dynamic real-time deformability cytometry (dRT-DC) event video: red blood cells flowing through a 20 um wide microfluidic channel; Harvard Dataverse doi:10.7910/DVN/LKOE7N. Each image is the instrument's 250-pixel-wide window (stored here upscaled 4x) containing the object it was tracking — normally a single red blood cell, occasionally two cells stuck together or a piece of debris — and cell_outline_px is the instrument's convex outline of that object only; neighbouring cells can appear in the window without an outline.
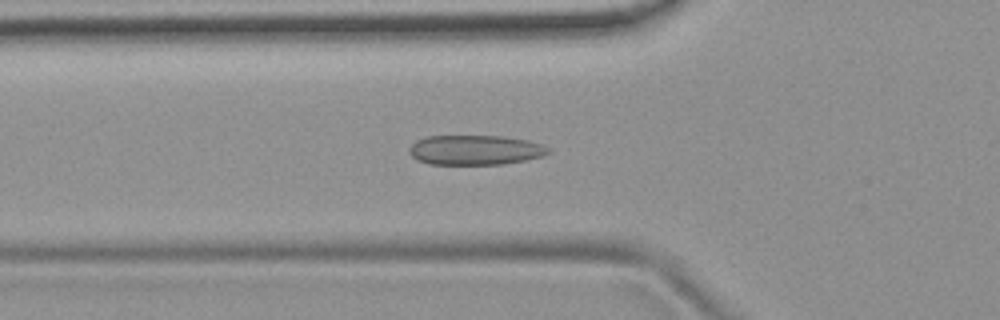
{"species": "common noctule bat (a hibernating species)", "species_latin": "Nyctalus noctula", "temperature_condition": "room temperature", "stored_images_in_passage": 51, "camera_frame_rate_fps": 3000, "um_per_image_px": 0.085, "animal": {"sex": "female", "body_mass_g": 19.9}, "frame": {"image": 1, "passage_image": 17, "time_ms": 5.333, "image_size_px": [1000, 320], "cell_outline_px": [[552, 152], [544, 156], [504, 164], [428, 164], [416, 160], [408, 152], [408, 148], [416, 140], [428, 136], [504, 136], [528, 140], [544, 144], [552, 148]], "centroid_in_image_um": [40.43, 12.75], "position_along_channel_um": 85.4, "area_um2": 24.51}}
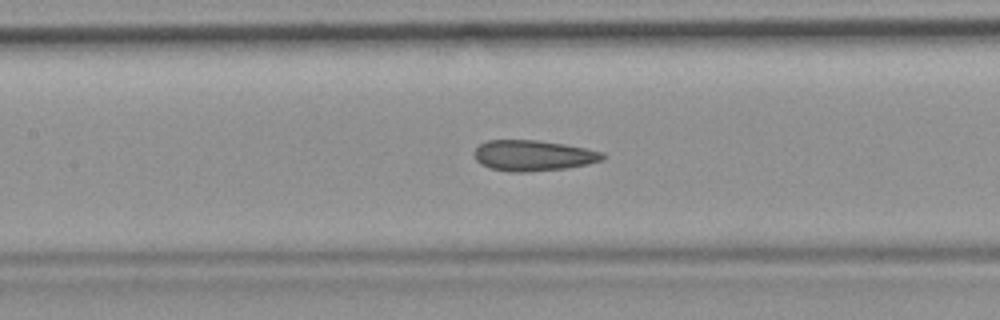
{"frame": {"image": 2, "passage_image": 23, "time_ms": 7.333, "image_size_px": [1000, 320], "cell_outline_px": [[608, 156], [604, 160], [588, 164], [564, 168], [528, 172], [512, 172], [488, 168], [480, 164], [476, 160], [472, 152], [480, 144], [488, 140], [536, 140], [564, 144], [604, 152]], "centroid_in_image_um": [45.32, 13.22], "position_along_channel_um": 162.1, "area_um2": 23.18}}
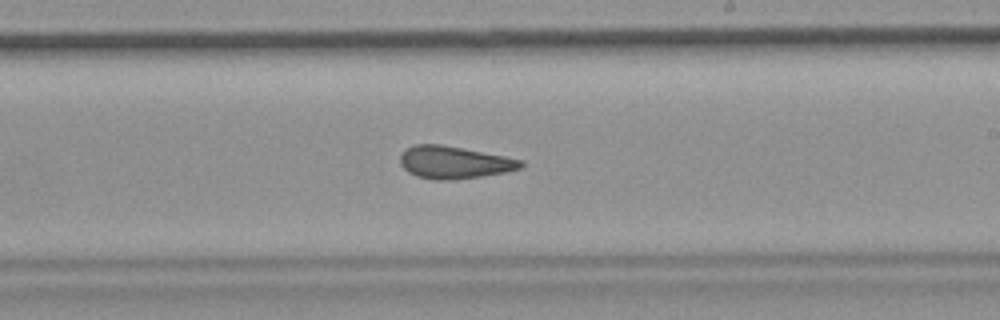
{"frame": {"image": 3, "passage_image": 30, "time_ms": 9.667, "image_size_px": [1000, 320], "cell_outline_px": [[524, 164], [520, 168], [504, 172], [480, 176], [452, 180], [436, 180], [416, 176], [408, 172], [400, 164], [400, 156], [404, 148], [416, 144], [440, 144], [504, 156], [524, 160]], "centroid_in_image_um": [38.56, 13.8], "position_along_channel_um": 250.4, "area_um2": 22.72}, "authors_computed_cell_mechanics": {"area_um2": 23.1778, "velocity_mm_per_s": 3.8043, "shape_relaxation_time_tau1_ms": null, "shape_relaxation_time_tau2_ms": 2.3297, "deformation_change_tau1": null, "deformation_change_tau2": 0.0996}}